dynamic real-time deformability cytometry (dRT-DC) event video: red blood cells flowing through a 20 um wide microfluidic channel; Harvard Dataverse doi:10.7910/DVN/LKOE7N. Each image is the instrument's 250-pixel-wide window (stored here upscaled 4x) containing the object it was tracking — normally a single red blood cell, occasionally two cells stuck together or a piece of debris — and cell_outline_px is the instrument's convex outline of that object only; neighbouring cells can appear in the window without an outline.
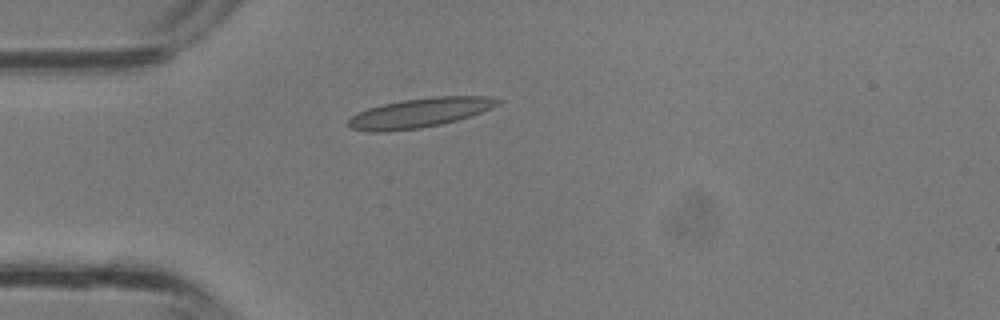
{"species": "common noctule bat (a hibernating species)", "species_latin": "Nyctalus noctula", "temperature_condition": "room temperature", "stored_images_in_passage": 28, "camera_frame_rate_fps": 3000, "um_per_image_px": 0.085, "animal": {"sex": "male", "body_mass_g": 13.3}, "frame": {"image": 1, "passage_image": 1, "time_ms": 0.0, "image_size_px": [1000, 320], "cell_outline_px": [[504, 100], [500, 104], [480, 112], [456, 120], [440, 124], [420, 128], [388, 132], [368, 132], [348, 128], [348, 120], [352, 116], [368, 108], [384, 104], [404, 100], [432, 96], [488, 96]], "centroid_in_image_um": [35.66, 9.59], "position_along_channel_um": 49.3, "area_um2": 25.55}}
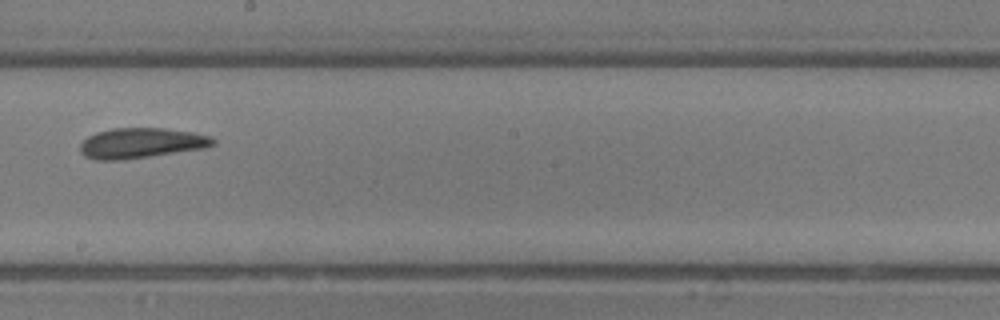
{"frame": {"image": 2, "passage_image": 12, "time_ms": 3.667, "image_size_px": [1000, 320], "cell_outline_px": [[216, 144], [204, 148], [124, 160], [96, 160], [84, 156], [80, 152], [80, 144], [88, 136], [96, 132], [112, 128], [164, 128], [192, 132], [212, 136], [216, 140]], "centroid_in_image_um": [12.0, 12.16], "position_along_channel_um": 236.2, "area_um2": 23.58}}
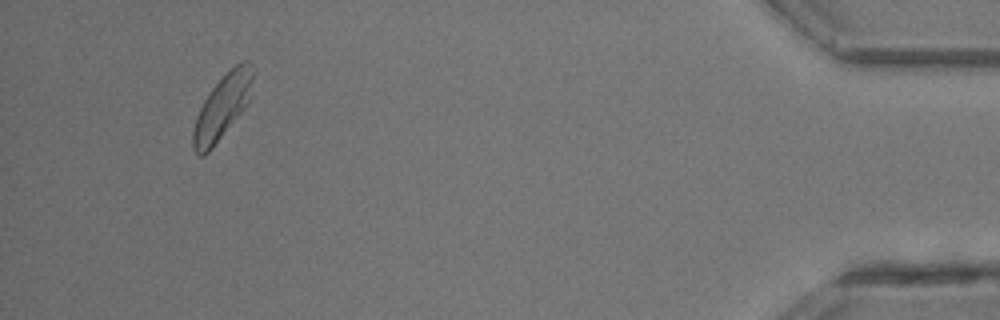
{"frame": {"image": 3, "passage_image": 26, "time_ms": 8.333, "image_size_px": [1000, 320], "cell_outline_px": [[252, 80], [248, 104], [212, 148], [204, 156], [200, 156], [192, 148], [192, 132], [196, 116], [204, 100], [212, 88], [236, 64], [244, 60], [252, 60]], "centroid_in_image_um": [18.88, 9.11], "position_along_channel_um": 416.3, "area_um2": 22.02}}